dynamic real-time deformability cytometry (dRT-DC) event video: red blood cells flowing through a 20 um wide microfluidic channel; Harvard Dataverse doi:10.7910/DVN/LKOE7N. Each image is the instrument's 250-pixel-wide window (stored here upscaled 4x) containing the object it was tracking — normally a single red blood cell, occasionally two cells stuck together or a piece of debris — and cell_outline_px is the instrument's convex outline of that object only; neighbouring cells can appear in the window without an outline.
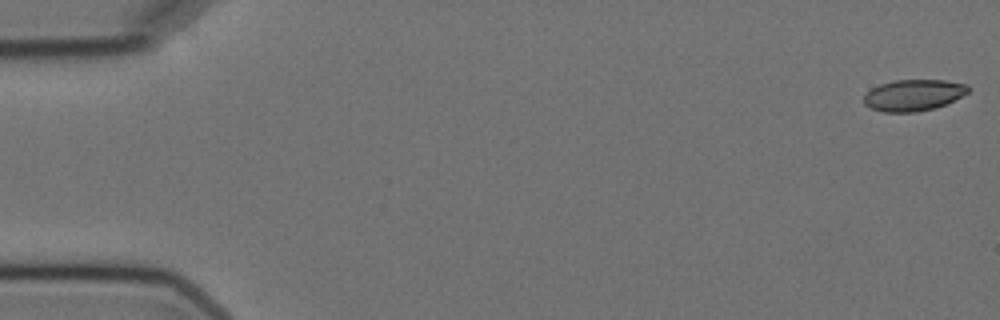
{"species": "Egyptian fruit bat (a non-hibernating species)", "species_latin": "Rousettus aegyptiacus", "temperature_condition": "cold", "stored_images_in_passage": 5, "camera_frame_rate_fps": 3000, "um_per_image_px": 0.085, "animal": {"sex": "female"}, "frame": {"image": 1, "passage_image": 1, "time_ms": 0.0, "image_size_px": [1000, 320], "cell_outline_px": [[968, 92], [936, 108], [916, 112], [884, 112], [872, 108], [864, 104], [864, 96], [872, 88], [880, 84], [896, 80], [944, 80], [968, 84]], "centroid_in_image_um": [77.63, 8.08], "position_along_channel_um": 7.4, "area_um2": 18.84}}
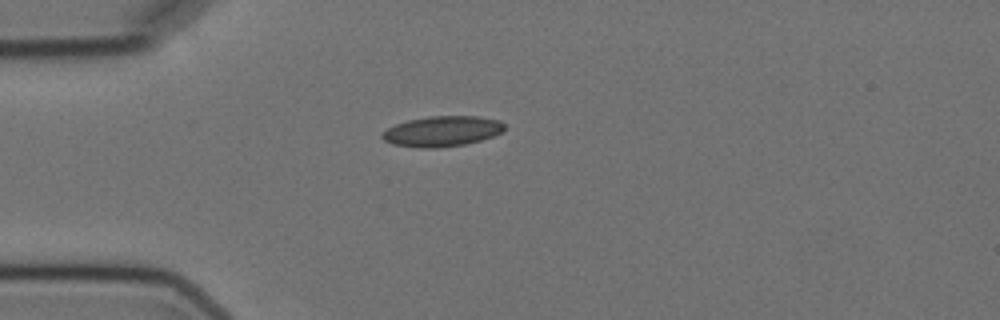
{"frame": {"image": 2, "passage_image": 5, "time_ms": 4.667, "image_size_px": [1000, 320], "cell_outline_px": [[504, 128], [500, 132], [492, 136], [480, 140], [464, 144], [436, 148], [420, 148], [392, 144], [384, 140], [380, 136], [380, 132], [396, 124], [408, 120], [428, 116], [480, 116], [500, 120], [504, 124]], "centroid_in_image_um": [37.54, 11.15], "position_along_channel_um": 47.5, "area_um2": 21.68}}